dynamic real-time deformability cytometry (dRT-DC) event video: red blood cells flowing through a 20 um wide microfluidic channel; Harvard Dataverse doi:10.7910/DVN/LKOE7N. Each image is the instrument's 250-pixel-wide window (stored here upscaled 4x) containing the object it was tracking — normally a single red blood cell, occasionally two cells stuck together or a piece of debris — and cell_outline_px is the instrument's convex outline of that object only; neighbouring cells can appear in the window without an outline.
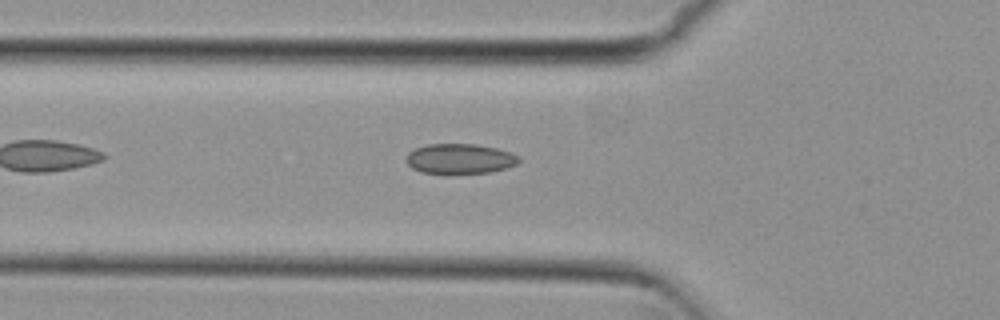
{"species": "common noctule bat (a hibernating species)", "species_latin": "Nyctalus noctula", "temperature_condition": "cold", "stored_images_in_passage": 36, "camera_frame_rate_fps": 3000, "um_per_image_px": 0.085, "animal": {"sex": "female", "body_mass_g": 29.2, "forearm_length_mm": 56.3}, "frame": {"image": 1, "passage_image": 7, "time_ms": 2.0, "image_size_px": [1000, 320], "cell_outline_px": [[520, 160], [516, 164], [508, 168], [488, 172], [420, 172], [412, 168], [408, 164], [408, 152], [416, 148], [428, 144], [476, 144], [496, 148], [520, 156]], "centroid_in_image_um": [39.12, 13.47], "position_along_channel_um": 86.7, "area_um2": 19.25}}
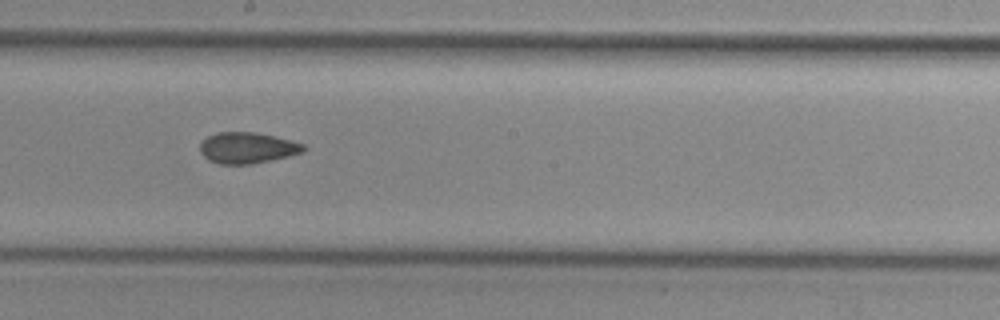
{"frame": {"image": 2, "passage_image": 18, "time_ms": 5.667, "image_size_px": [1000, 320], "cell_outline_px": [[308, 148], [304, 152], [272, 160], [252, 164], [220, 164], [208, 160], [200, 152], [200, 144], [208, 136], [216, 132], [256, 132], [304, 144]], "centroid_in_image_um": [21.02, 12.57], "position_along_channel_um": 227.2, "area_um2": 18.73}}
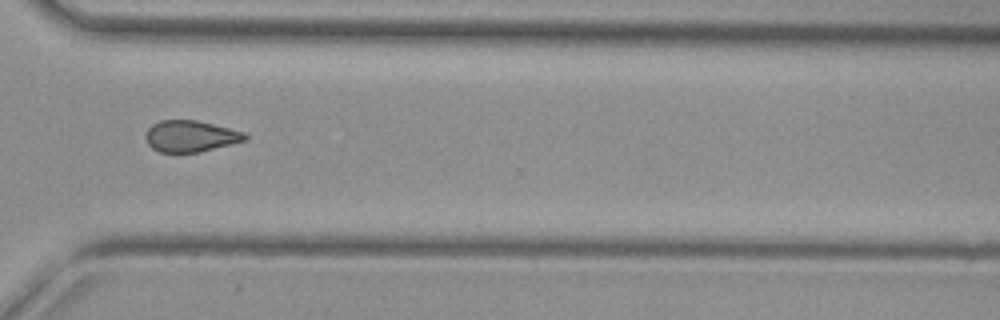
{"frame": {"image": 3, "passage_image": 28, "time_ms": 9.0, "image_size_px": [1000, 320], "cell_outline_px": [[248, 140], [200, 152], [160, 152], [152, 148], [148, 144], [148, 128], [152, 124], [160, 120], [196, 120], [244, 132], [248, 136]], "centroid_in_image_um": [16.23, 11.58], "position_along_channel_um": 354.4, "area_um2": 17.98}, "authors_computed_cell_mechanics": {"area_um2": 19.0451, "velocity_mm_per_s": 3.8189, "shape_relaxation_time_tau1_ms": null, "shape_relaxation_time_tau2_ms": 4.479, "deformation_change_tau1": null, "deformation_change_tau2": 0.1053}}